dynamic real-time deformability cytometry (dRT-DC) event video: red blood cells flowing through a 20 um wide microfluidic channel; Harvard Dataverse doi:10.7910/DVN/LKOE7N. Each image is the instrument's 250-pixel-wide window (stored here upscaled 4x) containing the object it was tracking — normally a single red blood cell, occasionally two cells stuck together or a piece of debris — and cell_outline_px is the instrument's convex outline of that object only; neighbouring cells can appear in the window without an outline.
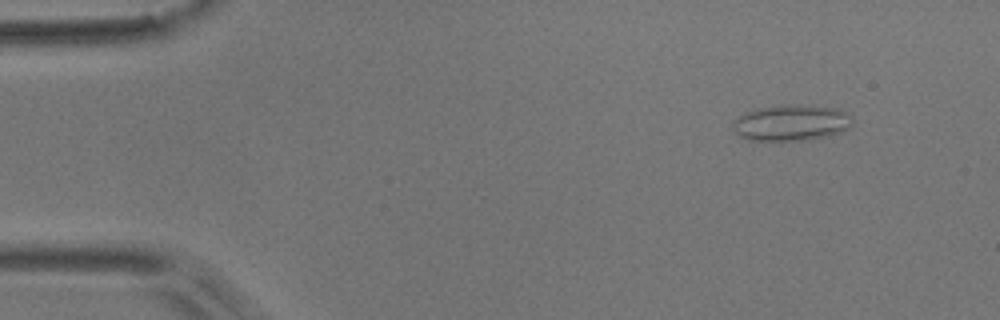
{"species": "common noctule bat (a hibernating species)", "species_latin": "Nyctalus noctula", "temperature_condition": "room temperature", "stored_images_in_passage": 8, "camera_frame_rate_fps": 3000, "um_per_image_px": 0.085, "animal": {"sex": "male", "body_mass_g": 17.9}, "frame": {"image": 1, "passage_image": 1, "time_ms": 0.0, "image_size_px": [1000, 320], "cell_outline_px": [[852, 124], [844, 132], [828, 136], [808, 140], [748, 140], [740, 136], [732, 128], [732, 120], [744, 112], [756, 108], [780, 104], [796, 104], [840, 108], [852, 116]], "centroid_in_image_um": [67.26, 10.42], "position_along_channel_um": 17.7, "area_um2": 25.72}}
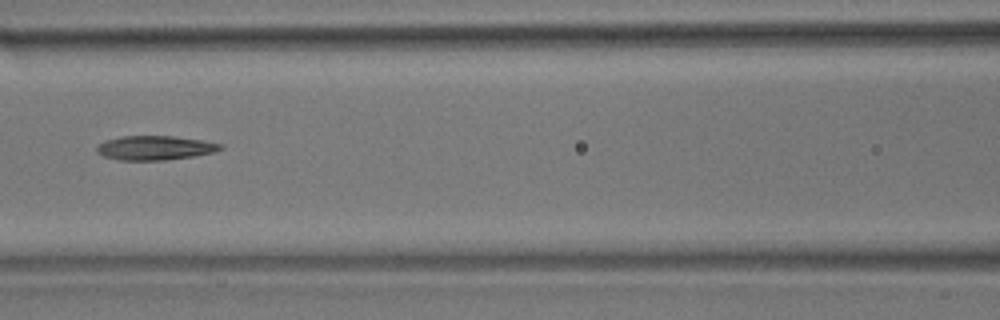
{"frame": {"image": 2, "passage_image": 5, "time_ms": 1.333, "image_size_px": [1000, 320], "cell_outline_px": [[224, 148], [216, 152], [196, 156], [164, 160], [120, 160], [104, 156], [96, 152], [96, 148], [104, 140], [120, 136], [172, 136], [200, 140], [224, 144]], "centroid_in_image_um": [13.2, 12.57], "position_along_channel_um": 153.4, "area_um2": 17.57}}
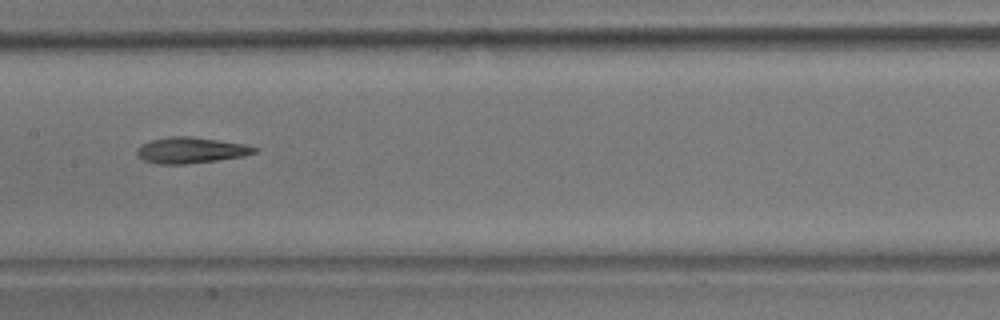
{"frame": {"image": 3, "passage_image": 6, "time_ms": 1.667, "image_size_px": [1000, 320], "cell_outline_px": [[260, 148], [256, 152], [244, 156], [188, 164], [156, 164], [144, 160], [136, 152], [136, 148], [152, 140], [172, 136], [192, 136], [248, 144]], "centroid_in_image_um": [16.28, 12.76], "position_along_channel_um": 191.1, "area_um2": 17.86}}